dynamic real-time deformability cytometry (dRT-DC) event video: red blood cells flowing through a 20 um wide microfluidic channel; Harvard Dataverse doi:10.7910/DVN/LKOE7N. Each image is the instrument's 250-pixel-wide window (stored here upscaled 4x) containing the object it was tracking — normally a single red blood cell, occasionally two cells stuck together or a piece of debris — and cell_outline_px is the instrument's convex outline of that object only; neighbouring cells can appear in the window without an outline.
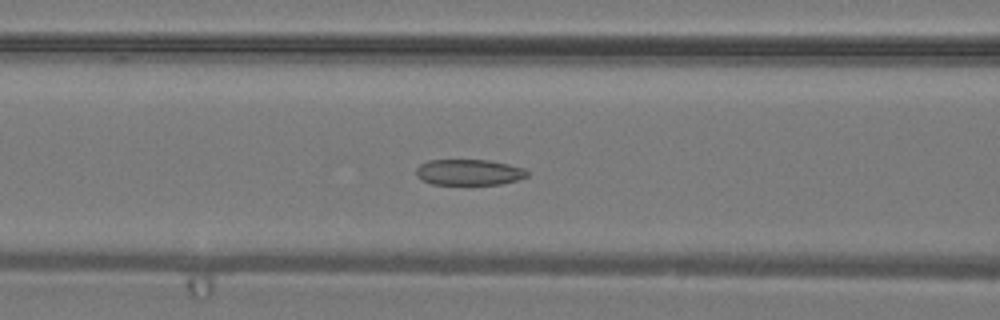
{"species": "common noctule bat (a hibernating species)", "species_latin": "Nyctalus noctula", "temperature_condition": "warm", "stored_images_in_passage": 37, "camera_frame_rate_fps": 3000, "um_per_image_px": 0.085, "animal": {"sex": "male", "body_mass_g": 19.2, "forearm_length_mm": 51.8}, "frame": {"image": 1, "passage_image": 14, "time_ms": 4.333, "image_size_px": [1000, 320], "cell_outline_px": [[528, 176], [516, 180], [500, 184], [432, 184], [416, 176], [416, 168], [420, 164], [428, 160], [488, 160], [508, 164], [524, 168], [528, 172]], "centroid_in_image_um": [39.85, 14.63], "position_along_channel_um": 126.7, "area_um2": 16.65}}
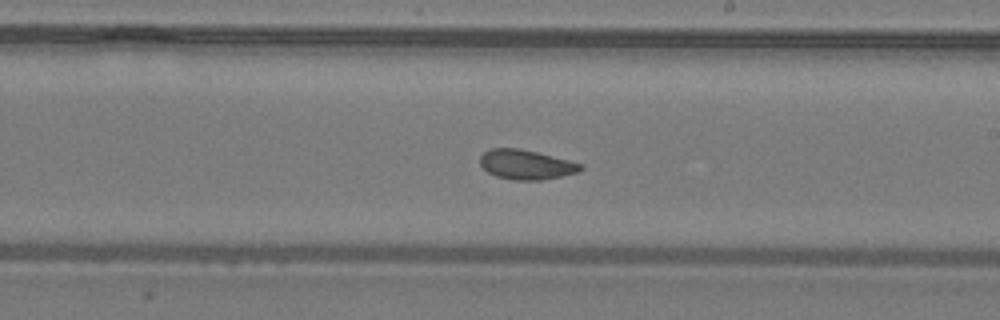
{"frame": {"image": 2, "passage_image": 21, "time_ms": 6.667, "image_size_px": [1000, 320], "cell_outline_px": [[584, 168], [580, 172], [540, 180], [512, 180], [496, 176], [488, 172], [480, 164], [480, 156], [488, 148], [520, 148], [584, 164]], "centroid_in_image_um": [44.72, 13.99], "position_along_channel_um": 244.3, "area_um2": 17.4}}
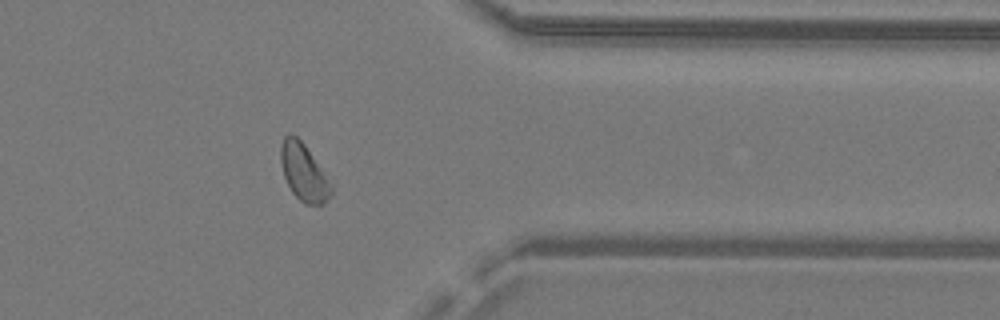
{"frame": {"image": 3, "passage_image": 30, "time_ms": 9.667, "image_size_px": [1000, 320], "cell_outline_px": [[336, 180], [332, 196], [324, 204], [304, 204], [292, 192], [284, 176], [280, 160], [280, 144], [284, 136], [288, 132], [292, 132], [304, 144]], "centroid_in_image_um": [25.93, 14.63], "position_along_channel_um": 385.5, "area_um2": 17.98}}